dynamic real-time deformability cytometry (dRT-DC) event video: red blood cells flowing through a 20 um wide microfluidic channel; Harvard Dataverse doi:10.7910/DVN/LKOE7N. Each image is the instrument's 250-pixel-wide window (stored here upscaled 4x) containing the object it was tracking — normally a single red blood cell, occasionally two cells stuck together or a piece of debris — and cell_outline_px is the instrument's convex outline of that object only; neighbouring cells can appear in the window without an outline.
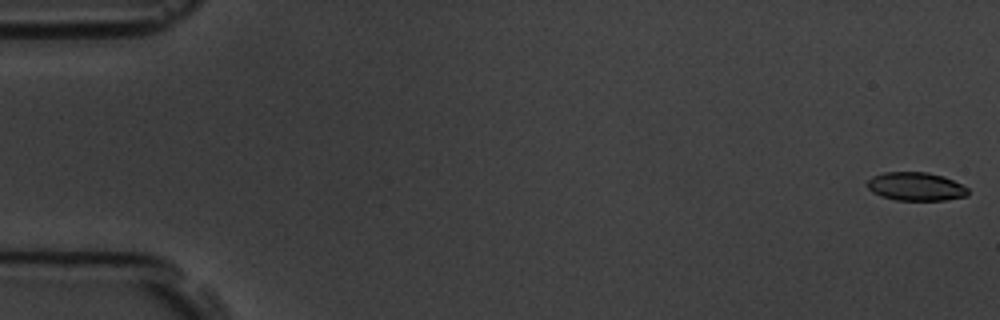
{"species": "common noctule bat (a hibernating species)", "species_latin": "Nyctalus noctula", "temperature_condition": "room temperature", "stored_images_in_passage": 7, "camera_frame_rate_fps": 3000, "um_per_image_px": 0.085, "animal": {"sex": "male", "body_mass_g": 19.5, "forearm_length_mm": 54.6}, "frame": {"image": 1, "passage_image": 1, "time_ms": 0.0, "image_size_px": [1000, 320], "cell_outline_px": [[968, 196], [944, 200], [896, 200], [880, 196], [872, 192], [868, 188], [868, 180], [872, 176], [884, 172], [928, 172], [944, 176], [968, 188]], "centroid_in_image_um": [77.84, 15.85], "position_along_channel_um": 7.2, "area_um2": 16.7}}
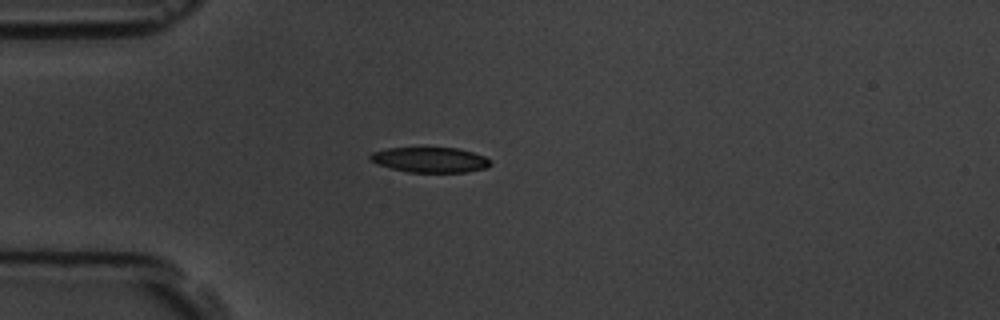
{"frame": {"image": 2, "passage_image": 5, "time_ms": 4.667, "image_size_px": [1000, 320], "cell_outline_px": [[492, 164], [488, 168], [468, 172], [408, 172], [376, 164], [368, 156], [372, 152], [388, 148], [424, 144], [460, 148], [484, 156], [492, 160]], "centroid_in_image_um": [36.58, 13.52], "position_along_channel_um": 48.4, "area_um2": 18.79}}
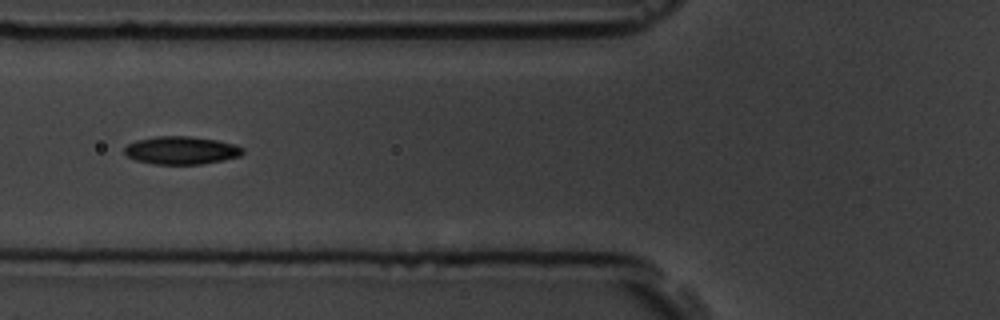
{"frame": {"image": 3, "passage_image": 7, "time_ms": 6.667, "image_size_px": [1000, 320], "cell_outline_px": [[244, 152], [240, 156], [224, 160], [200, 164], [152, 164], [136, 160], [128, 156], [124, 152], [124, 148], [128, 144], [136, 140], [156, 136], [188, 136], [216, 140], [236, 144], [244, 148]], "centroid_in_image_um": [15.42, 12.78], "position_along_channel_um": 110.4, "area_um2": 19.31}}